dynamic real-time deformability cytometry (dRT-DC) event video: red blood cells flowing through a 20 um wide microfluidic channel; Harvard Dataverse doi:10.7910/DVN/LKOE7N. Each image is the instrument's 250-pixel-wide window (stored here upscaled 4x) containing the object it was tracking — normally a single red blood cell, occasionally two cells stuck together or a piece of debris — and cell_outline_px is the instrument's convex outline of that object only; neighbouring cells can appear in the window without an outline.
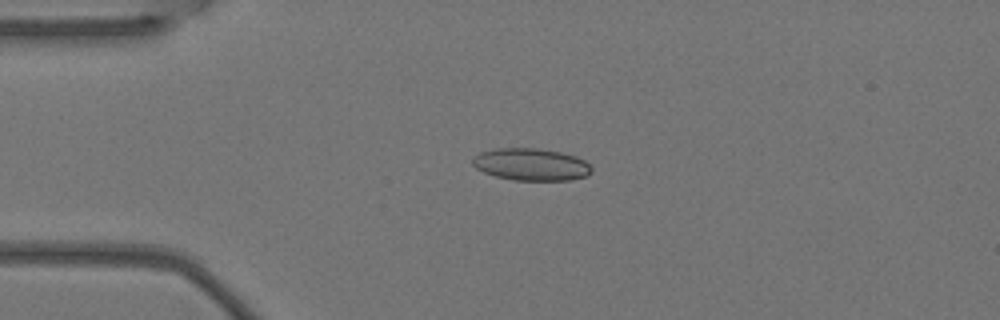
{"species": "Egyptian fruit bat (a non-hibernating species)", "species_latin": "Rousettus aegyptiacus", "temperature_condition": "warm", "stored_images_in_passage": 3, "camera_frame_rate_fps": 3000, "um_per_image_px": 0.085, "animal": {"sex": "female"}, "frame": {"image": 1, "passage_image": 2, "time_ms": 0.333, "image_size_px": [1000, 320], "cell_outline_px": [[592, 172], [588, 176], [568, 180], [512, 180], [496, 176], [484, 172], [476, 168], [472, 164], [472, 160], [480, 152], [496, 148], [540, 148], [560, 152], [576, 156], [584, 160], [592, 168]], "centroid_in_image_um": [45.16, 13.97], "position_along_channel_um": 39.8, "area_um2": 22.37}}